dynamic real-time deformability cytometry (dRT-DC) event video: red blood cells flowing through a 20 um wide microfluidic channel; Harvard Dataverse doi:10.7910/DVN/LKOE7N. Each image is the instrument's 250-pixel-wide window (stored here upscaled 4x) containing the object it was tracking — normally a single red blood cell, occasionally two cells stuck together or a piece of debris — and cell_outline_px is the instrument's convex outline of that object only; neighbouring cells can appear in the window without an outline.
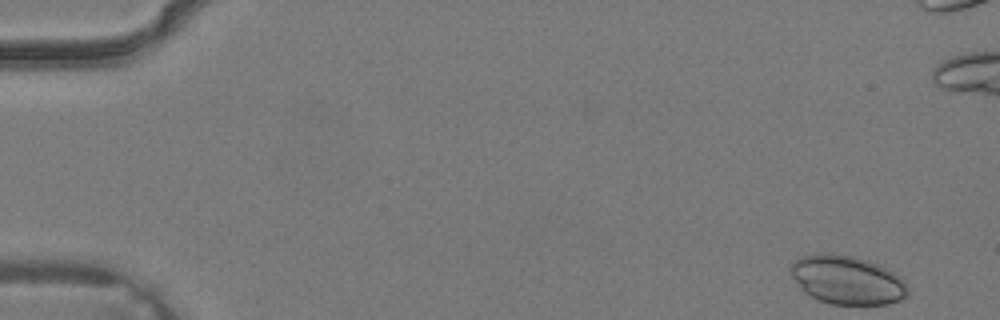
{"species": "common noctule bat (a hibernating species)", "species_latin": "Nyctalus noctula", "temperature_condition": "warm", "stored_images_in_passage": 37, "camera_frame_rate_fps": 3000, "um_per_image_px": 0.085, "animal": {"sex": "male", "body_mass_g": 19.2, "forearm_length_mm": 51.8}, "frame": {"image": 1, "passage_image": 1, "time_ms": 0.0, "image_size_px": [1000, 320], "cell_outline_px": [[908, 292], [900, 300], [888, 304], [832, 304], [816, 300], [804, 292], [792, 276], [788, 268], [800, 256], [828, 252], [852, 256], [876, 264], [900, 276], [904, 280], [908, 288]], "centroid_in_image_um": [71.97, 23.8], "position_along_channel_um": 13.0, "area_um2": 33.06}}
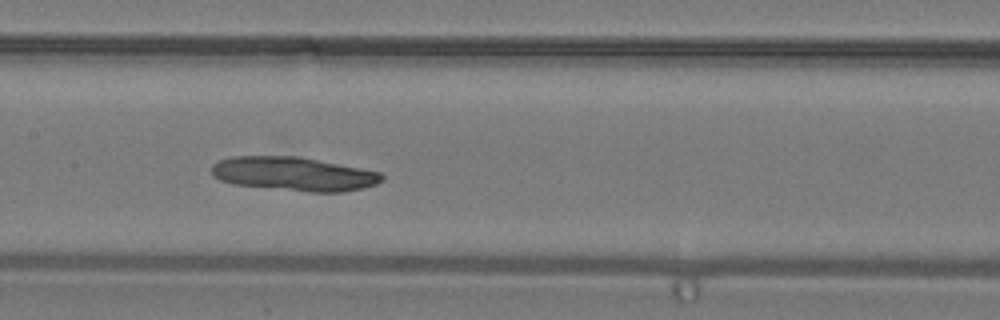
{"frame": {"image": 2, "passage_image": 18, "time_ms": 5.667, "image_size_px": [1000, 320], "cell_outline_px": [[384, 180], [376, 184], [364, 188], [344, 192], [308, 192], [232, 184], [220, 180], [212, 176], [212, 164], [220, 160], [232, 156], [296, 156], [360, 168], [380, 172], [384, 176]], "centroid_in_image_um": [24.96, 14.79], "position_along_channel_um": 182.4, "area_um2": 33.64}}
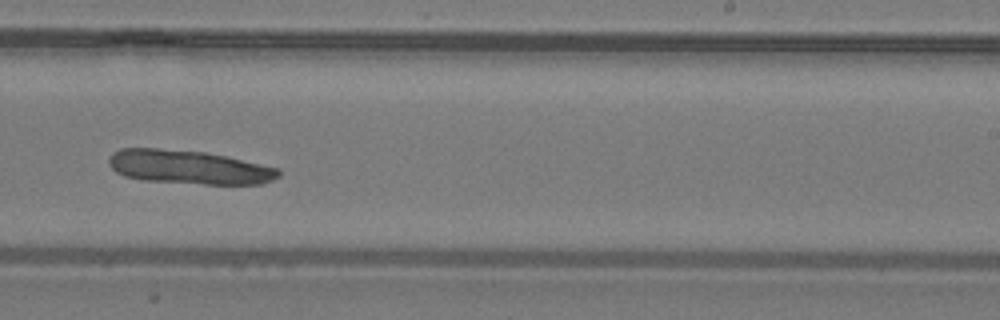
{"frame": {"image": 3, "passage_image": 23, "time_ms": 7.333, "image_size_px": [1000, 320], "cell_outline_px": [[280, 176], [272, 180], [260, 184], [204, 184], [144, 180], [124, 176], [116, 172], [108, 164], [108, 160], [112, 152], [120, 148], [156, 148], [204, 152], [228, 156], [280, 168]], "centroid_in_image_um": [16.06, 14.2], "position_along_channel_um": 272.9, "area_um2": 33.64}}